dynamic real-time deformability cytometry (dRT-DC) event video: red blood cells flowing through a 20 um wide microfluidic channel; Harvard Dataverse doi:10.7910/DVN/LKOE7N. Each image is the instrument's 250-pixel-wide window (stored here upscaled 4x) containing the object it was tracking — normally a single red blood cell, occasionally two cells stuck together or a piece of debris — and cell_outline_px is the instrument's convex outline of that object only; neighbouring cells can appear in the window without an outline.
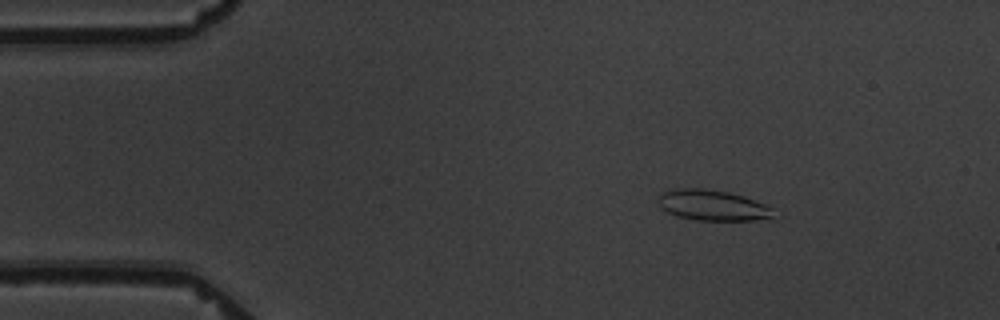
{"species": "common noctule bat (a hibernating species)", "species_latin": "Nyctalus noctula", "temperature_condition": "warm", "stored_images_in_passage": 5, "camera_frame_rate_fps": 3000, "um_per_image_px": 0.085, "animal": {"sex": "male", "body_mass_g": 19.5, "forearm_length_mm": 54.6}, "frame": {"image": 1, "passage_image": 3, "time_ms": 2.333, "image_size_px": [1000, 320], "cell_outline_px": [[772, 220], [696, 220], [676, 216], [660, 208], [656, 200], [660, 192], [676, 188], [704, 188], [728, 192], [744, 196], [764, 204], [772, 208]], "centroid_in_image_um": [60.52, 17.44], "position_along_channel_um": 24.5, "area_um2": 20.87}}